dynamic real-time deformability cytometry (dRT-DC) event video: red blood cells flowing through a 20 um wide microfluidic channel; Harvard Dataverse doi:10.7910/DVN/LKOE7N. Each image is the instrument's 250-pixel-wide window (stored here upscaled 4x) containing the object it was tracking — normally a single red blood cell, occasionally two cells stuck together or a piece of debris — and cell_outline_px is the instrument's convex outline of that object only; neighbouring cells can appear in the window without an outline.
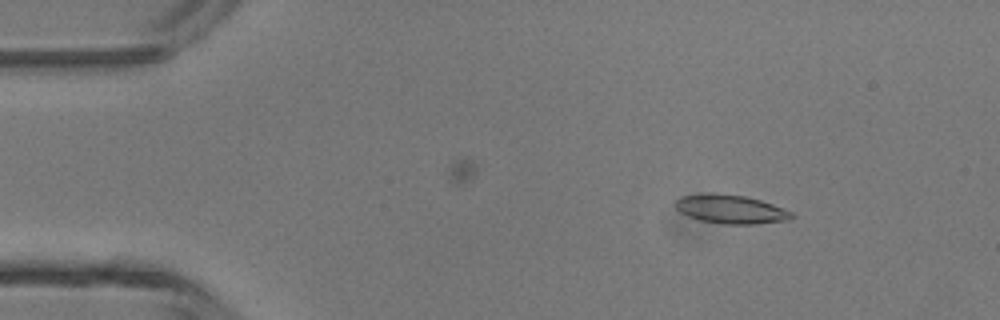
{"species": "common noctule bat (a hibernating species)", "species_latin": "Nyctalus noctula", "temperature_condition": "room temperature", "stored_images_in_passage": 3, "camera_frame_rate_fps": 3000, "um_per_image_px": 0.085, "animal": {"sex": "male", "body_mass_g": 13.3}, "frame": {"image": 1, "passage_image": 1, "time_ms": 0.0, "image_size_px": [1000, 320], "cell_outline_px": [[796, 216], [788, 220], [756, 224], [724, 224], [700, 220], [688, 216], [680, 212], [676, 208], [676, 200], [684, 196], [744, 196], [760, 200], [772, 204], [792, 212]], "centroid_in_image_um": [62.2, 17.84], "position_along_channel_um": 22.8, "area_um2": 18.5}}
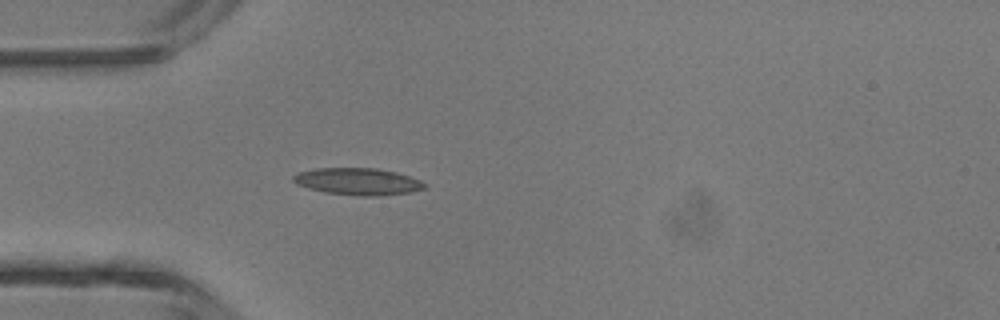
{"frame": {"image": 2, "passage_image": 3, "time_ms": 0.667, "image_size_px": [1000, 320], "cell_outline_px": [[428, 184], [424, 188], [412, 192], [380, 196], [364, 196], [324, 192], [308, 188], [296, 184], [292, 180], [292, 176], [300, 172], [316, 168], [376, 168], [396, 172], [420, 180]], "centroid_in_image_um": [30.43, 15.43], "position_along_channel_um": 54.6, "area_um2": 20.63}}